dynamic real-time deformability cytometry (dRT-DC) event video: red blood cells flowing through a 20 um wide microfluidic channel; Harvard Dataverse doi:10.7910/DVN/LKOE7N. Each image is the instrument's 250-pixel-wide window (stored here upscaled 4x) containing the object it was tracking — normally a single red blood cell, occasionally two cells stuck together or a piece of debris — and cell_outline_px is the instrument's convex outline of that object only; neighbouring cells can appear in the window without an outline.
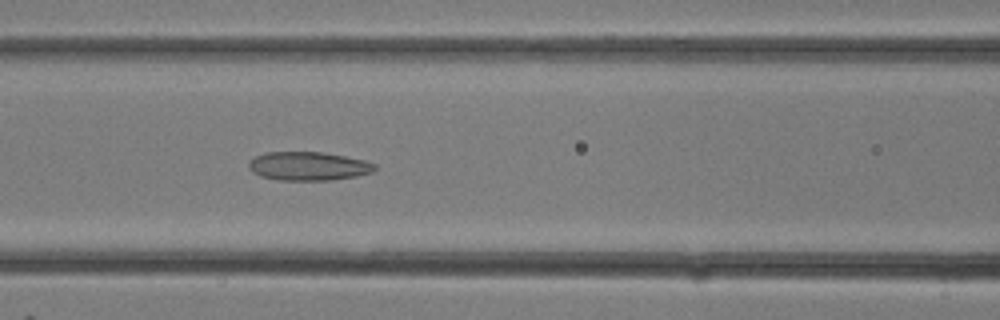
{"species": "common noctule bat (a hibernating species)", "species_latin": "Nyctalus noctula", "temperature_condition": "room temperature", "stored_images_in_passage": 5, "camera_frame_rate_fps": 3000, "um_per_image_px": 0.085, "animal": {"sex": "female"}, "frame": {"image": 1, "passage_image": 5, "time_ms": 1.333, "image_size_px": [1000, 320], "cell_outline_px": [[376, 168], [372, 172], [356, 176], [332, 180], [280, 180], [260, 176], [252, 172], [248, 168], [248, 164], [256, 156], [264, 152], [324, 152], [364, 160], [376, 164]], "centroid_in_image_um": [26.21, 14.12], "position_along_channel_um": 140.4, "area_um2": 21.04}}